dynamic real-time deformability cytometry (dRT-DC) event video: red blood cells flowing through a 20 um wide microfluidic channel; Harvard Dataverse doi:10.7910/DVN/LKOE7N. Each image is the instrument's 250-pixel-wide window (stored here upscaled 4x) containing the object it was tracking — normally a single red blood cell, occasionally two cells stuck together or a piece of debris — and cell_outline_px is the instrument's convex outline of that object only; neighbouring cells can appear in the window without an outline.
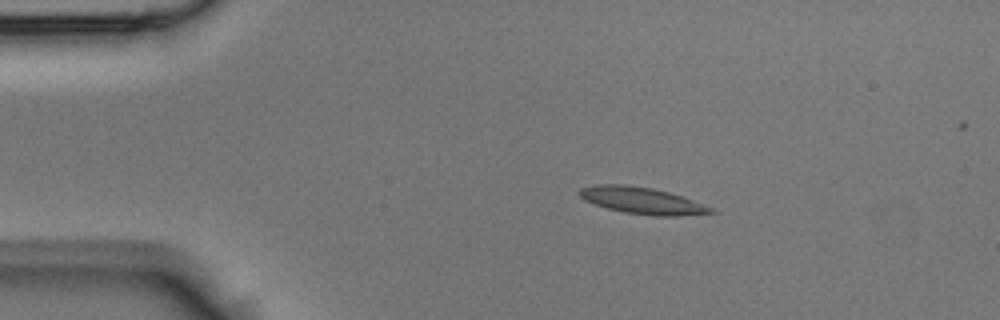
{"species": "Egyptian fruit bat (a non-hibernating species)", "species_latin": "Rousettus aegyptiacus", "temperature_condition": "room temperature", "stored_images_in_passage": 36, "camera_frame_rate_fps": 3000, "um_per_image_px": 0.085, "animal": {"sex": "male"}, "frame": {"image": 1, "passage_image": 1, "time_ms": 0.0, "image_size_px": [1000, 320], "cell_outline_px": [[716, 212], [676, 216], [656, 216], [624, 212], [608, 208], [584, 200], [576, 192], [580, 188], [596, 184], [624, 184], [652, 188], [668, 192], [692, 200], [712, 208]], "centroid_in_image_um": [54.51, 17.04], "position_along_channel_um": 30.5, "area_um2": 20.17}}
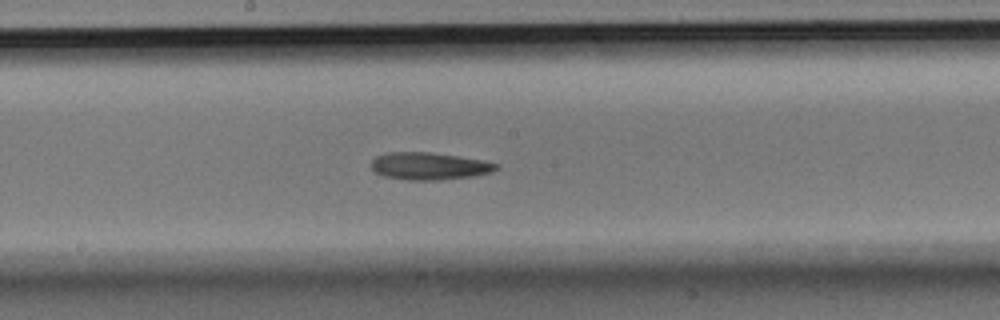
{"frame": {"image": 2, "passage_image": 16, "time_ms": 5.0, "image_size_px": [1000, 320], "cell_outline_px": [[500, 164], [492, 172], [476, 176], [440, 180], [408, 180], [384, 176], [376, 172], [372, 168], [372, 160], [376, 156], [388, 152], [428, 152], [484, 160]], "centroid_in_image_um": [36.5, 14.12], "position_along_channel_um": 211.7, "area_um2": 19.88}}
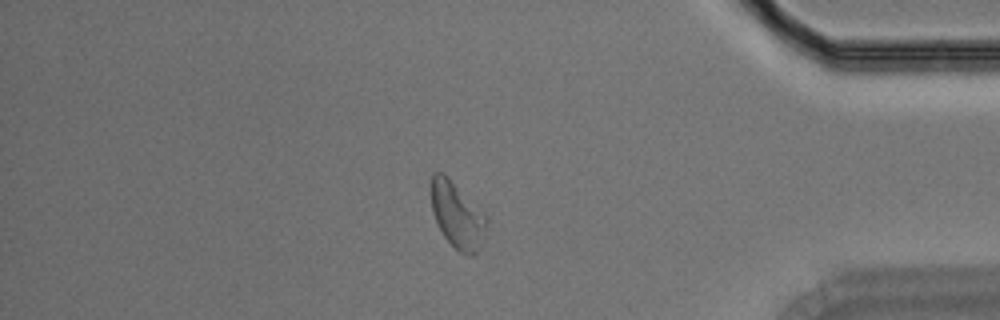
{"frame": {"image": 3, "passage_image": 30, "time_ms": 9.667, "image_size_px": [1000, 320], "cell_outline_px": [[488, 220], [480, 248], [472, 256], [468, 256], [460, 252], [444, 236], [436, 220], [432, 208], [428, 184], [432, 172], [440, 172]], "centroid_in_image_um": [38.8, 18.33], "position_along_channel_um": 396.4, "area_um2": 20.35}}